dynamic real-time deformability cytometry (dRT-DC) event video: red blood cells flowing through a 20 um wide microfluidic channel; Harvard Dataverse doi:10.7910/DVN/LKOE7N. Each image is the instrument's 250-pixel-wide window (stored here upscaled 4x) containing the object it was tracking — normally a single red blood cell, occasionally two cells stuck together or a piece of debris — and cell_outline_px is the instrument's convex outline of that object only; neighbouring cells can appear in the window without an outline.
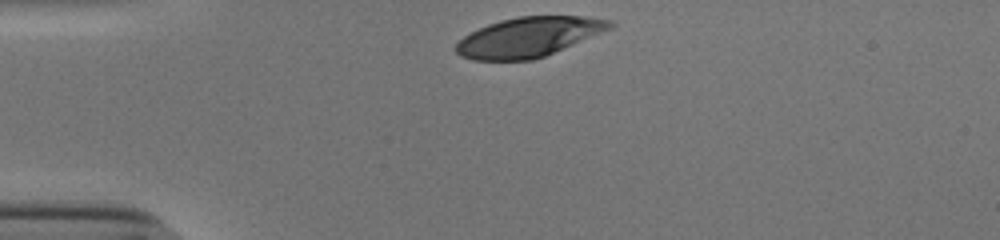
{"species": "human", "species_latin": "Homo sapiens", "temperature_condition": "cold", "stored_images_in_passage": 31, "camera_frame_rate_fps": 3000, "um_per_image_px": 0.085, "donor": {"sex": "male"}, "frame": {"image": 1, "passage_image": 1, "time_ms": 0.0, "image_size_px": [1000, 240], "cell_outline_px": [[616, 24], [612, 28], [544, 56], [532, 60], [472, 60], [460, 56], [452, 48], [464, 36], [488, 24], [500, 20], [520, 16], [580, 16], [612, 20]], "centroid_in_image_um": [44.92, 3.14], "position_along_channel_um": 40.1, "area_um2": 35.37}}
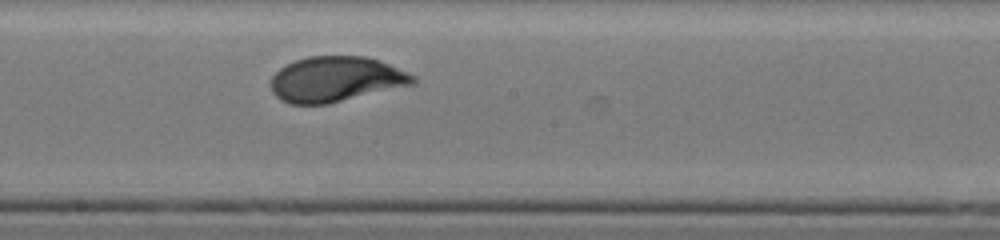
{"frame": {"image": 2, "passage_image": 18, "time_ms": 5.667, "image_size_px": [1000, 240], "cell_outline_px": [[416, 84], [328, 104], [288, 104], [280, 100], [272, 92], [272, 76], [284, 64], [308, 56], [364, 56], [388, 64], [416, 76]], "centroid_in_image_um": [28.54, 6.74], "position_along_channel_um": 219.7, "area_um2": 37.57}}
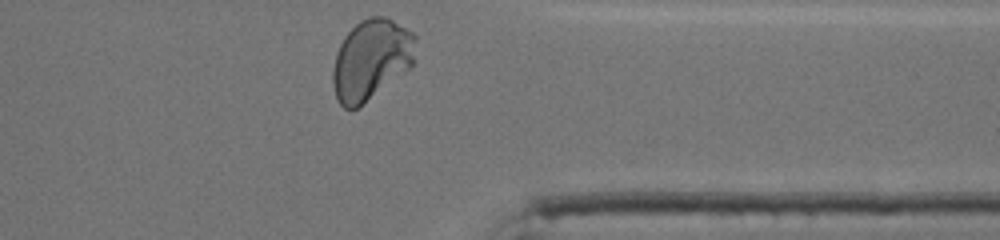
{"frame": {"image": 3, "passage_image": 31, "time_ms": 10.0, "image_size_px": [1000, 240], "cell_outline_px": [[416, 36], [412, 64], [408, 68], [352, 112], [344, 108], [336, 100], [332, 84], [332, 68], [336, 52], [344, 36], [360, 20], [372, 16], [388, 16], [412, 32]], "centroid_in_image_um": [31.49, 5.06], "position_along_channel_um": 379.9, "area_um2": 38.73}, "authors_computed_cell_mechanics": {"area_um2": 37.5122, "velocity_mm_per_s": 3.8148, "shape_relaxation_time_tau1_ms": 3.0038, "shape_relaxation_time_tau2_ms": null, "deformation_change_tau1": 0.1756, "deformation_change_tau2": null}}